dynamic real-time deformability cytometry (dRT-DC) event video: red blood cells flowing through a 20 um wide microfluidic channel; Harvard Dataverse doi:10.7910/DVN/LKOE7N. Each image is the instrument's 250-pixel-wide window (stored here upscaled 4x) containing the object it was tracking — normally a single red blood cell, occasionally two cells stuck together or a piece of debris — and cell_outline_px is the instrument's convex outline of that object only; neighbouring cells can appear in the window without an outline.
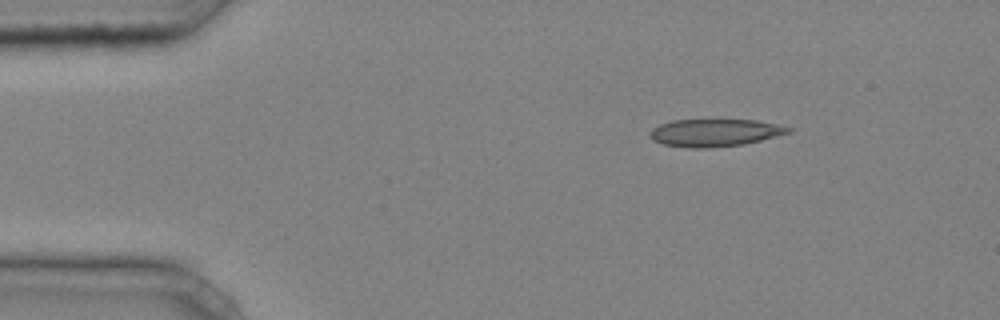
{"species": "common noctule bat (a hibernating species)", "species_latin": "Nyctalus noctula", "temperature_condition": "cold", "stored_images_in_passage": 37, "camera_frame_rate_fps": 3000, "um_per_image_px": 0.085, "animal": {"sex": "male", "body_mass_g": 20.4}, "frame": {"image": 1, "passage_image": 1, "time_ms": 0.0, "image_size_px": [1000, 320], "cell_outline_px": [[796, 128], [792, 132], [744, 144], [704, 148], [688, 148], [664, 144], [652, 140], [652, 128], [660, 124], [672, 120], [756, 120], [780, 124]], "centroid_in_image_um": [60.83, 11.27], "position_along_channel_um": 24.2, "area_um2": 22.14}}
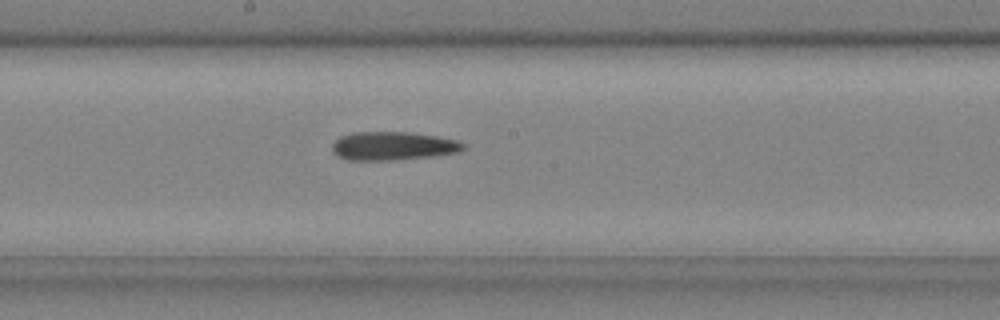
{"frame": {"image": 2, "passage_image": 19, "time_ms": 6.0, "image_size_px": [1000, 320], "cell_outline_px": [[464, 148], [460, 152], [436, 156], [392, 160], [348, 160], [332, 152], [332, 144], [340, 136], [352, 132], [412, 132], [460, 140], [464, 144]], "centroid_in_image_um": [33.43, 12.4], "position_along_channel_um": 214.8, "area_um2": 21.96}}
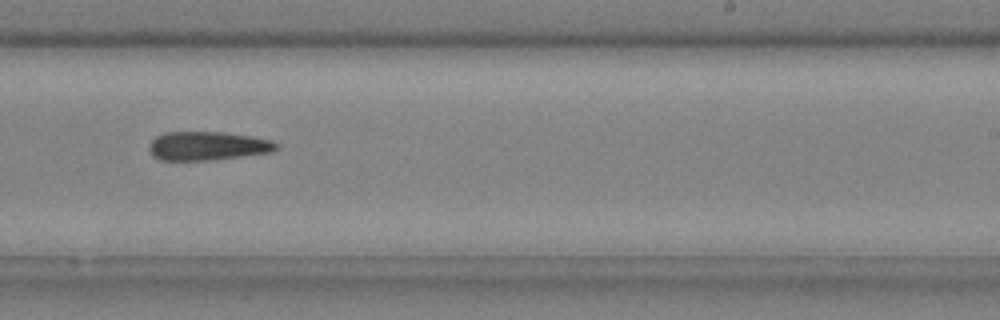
{"frame": {"image": 3, "passage_image": 23, "time_ms": 7.333, "image_size_px": [1000, 320], "cell_outline_px": [[280, 148], [272, 152], [212, 160], [160, 160], [152, 156], [148, 148], [148, 144], [156, 136], [164, 132], [224, 132], [252, 136], [272, 140], [280, 144]], "centroid_in_image_um": [17.66, 12.4], "position_along_channel_um": 271.3, "area_um2": 21.62}}